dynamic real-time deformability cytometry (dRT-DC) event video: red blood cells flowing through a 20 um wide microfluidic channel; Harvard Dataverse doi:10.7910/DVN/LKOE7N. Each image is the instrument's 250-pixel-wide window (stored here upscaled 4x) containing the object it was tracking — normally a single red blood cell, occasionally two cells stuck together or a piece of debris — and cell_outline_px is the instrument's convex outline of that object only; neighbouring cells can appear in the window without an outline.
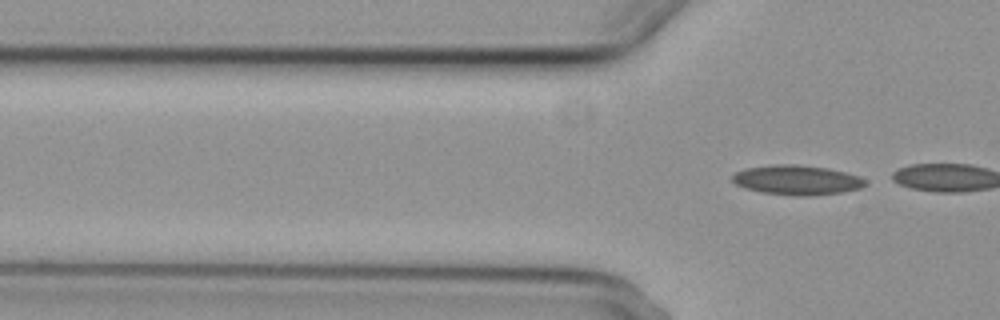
{"species": "common noctule bat (a hibernating species)", "species_latin": "Nyctalus noctula", "temperature_condition": "cold", "stored_images_in_passage": 3, "camera_frame_rate_fps": 3000, "um_per_image_px": 0.085, "animal": {"sex": "female", "body_mass_g": 29.2, "forearm_length_mm": 56.3}, "frame": {"image": 1, "passage_image": 3, "time_ms": 3.667, "image_size_px": [1000, 320], "cell_outline_px": [[868, 184], [860, 188], [840, 192], [812, 196], [796, 196], [760, 192], [744, 188], [736, 184], [732, 180], [732, 176], [736, 172], [744, 168], [772, 164], [796, 164], [828, 168], [860, 176]], "centroid_in_image_um": [67.71, 15.3], "position_along_channel_um": 58.1, "area_um2": 23.12}}